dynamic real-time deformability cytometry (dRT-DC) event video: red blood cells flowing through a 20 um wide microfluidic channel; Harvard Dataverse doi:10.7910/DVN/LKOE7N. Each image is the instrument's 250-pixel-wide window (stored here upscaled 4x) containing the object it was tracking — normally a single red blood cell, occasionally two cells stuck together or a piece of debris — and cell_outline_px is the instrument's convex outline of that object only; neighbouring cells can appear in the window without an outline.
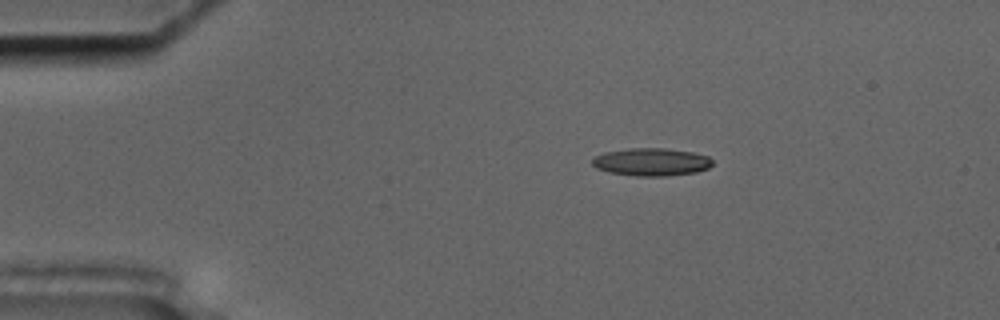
{"species": "common noctule bat (a hibernating species)", "species_latin": "Nyctalus noctula", "temperature_condition": "cold", "stored_images_in_passage": 48, "camera_frame_rate_fps": 3000, "um_per_image_px": 0.085, "animal": {"sex": "male", "body_mass_g": 17.5, "forearm_length_mm": 52.3}, "frame": {"image": 1, "passage_image": 3, "time_ms": 0.667, "image_size_px": [1000, 320], "cell_outline_px": [[712, 164], [708, 168], [696, 172], [664, 176], [636, 176], [608, 172], [596, 168], [592, 164], [592, 160], [596, 156], [604, 152], [628, 148], [664, 148], [692, 152], [708, 156], [712, 160]], "centroid_in_image_um": [55.35, 13.76], "position_along_channel_um": 29.6, "area_um2": 19.42}}
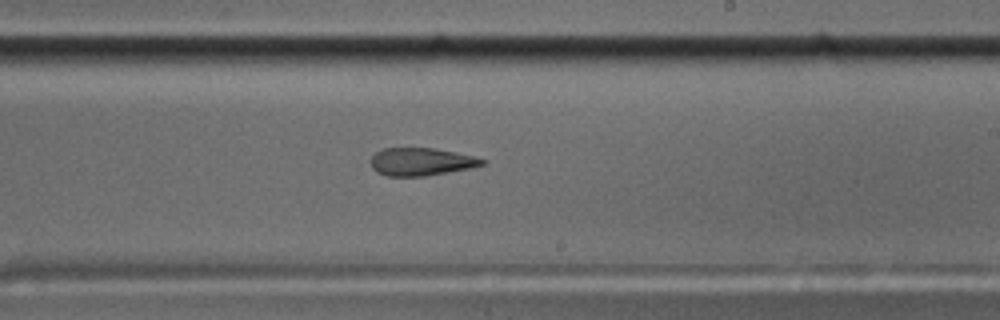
{"frame": {"image": 2, "passage_image": 26, "time_ms": 8.333, "image_size_px": [1000, 320], "cell_outline_px": [[484, 164], [468, 168], [448, 172], [424, 176], [388, 176], [376, 172], [372, 168], [372, 156], [376, 152], [384, 148], [436, 148], [456, 152], [472, 156], [484, 160]], "centroid_in_image_um": [35.76, 13.74], "position_along_channel_um": 253.2, "area_um2": 17.8}}
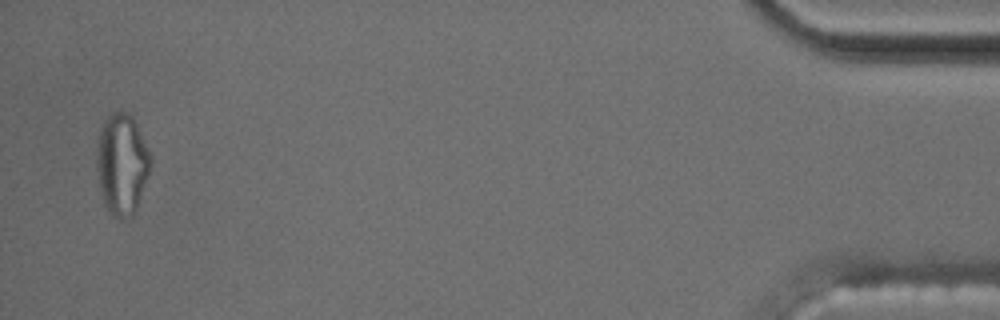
{"frame": {"image": 3, "passage_image": 47, "time_ms": 15.333, "image_size_px": [1000, 320], "cell_outline_px": [[152, 160], [148, 176], [136, 208], [132, 216], [124, 220], [120, 220], [112, 216], [108, 212], [104, 204], [100, 192], [96, 168], [96, 140], [100, 128], [104, 120], [112, 112], [124, 112], [132, 116], [152, 156]], "centroid_in_image_um": [10.33, 13.97], "position_along_channel_um": 424.9, "area_um2": 32.19}, "authors_computed_cell_mechanics": {"area_um2": 19.6809, "velocity_mm_per_s": 3.6353, "shape_relaxation_time_tau1_ms": null, "shape_relaxation_time_tau2_ms": 3.2302, "deformation_change_tau1": null, "deformation_change_tau2": 0.1243}}